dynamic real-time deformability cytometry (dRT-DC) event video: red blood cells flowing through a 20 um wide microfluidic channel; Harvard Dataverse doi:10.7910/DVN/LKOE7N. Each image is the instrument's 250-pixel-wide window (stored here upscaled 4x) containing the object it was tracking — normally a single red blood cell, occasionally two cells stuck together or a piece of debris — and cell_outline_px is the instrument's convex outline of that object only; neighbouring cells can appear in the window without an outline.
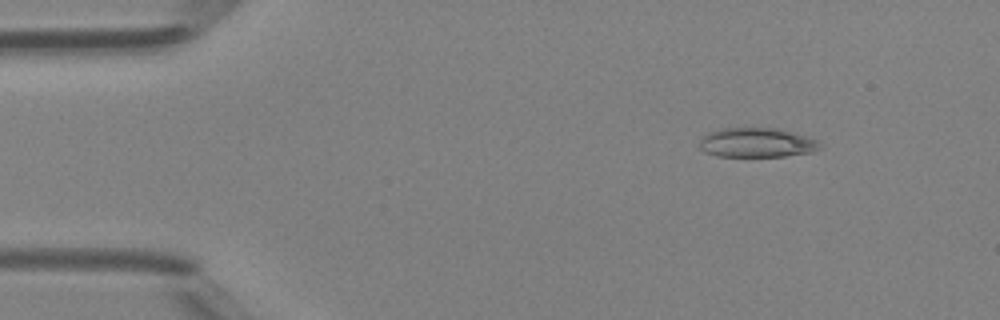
{"species": "Egyptian fruit bat (a non-hibernating species)", "species_latin": "Rousettus aegyptiacus", "temperature_condition": "room temperature", "stored_images_in_passage": 48, "camera_frame_rate_fps": 3000, "um_per_image_px": 0.085, "animal": {"sex": "female"}, "frame": {"image": 1, "passage_image": 7, "time_ms": 2.0, "image_size_px": [1000, 320], "cell_outline_px": [[824, 144], [820, 148], [812, 152], [784, 156], [716, 156], [704, 152], [700, 148], [700, 140], [708, 132], [724, 128], [780, 128], [816, 140]], "centroid_in_image_um": [64.33, 12.12], "position_along_channel_um": 20.7, "area_um2": 20.63}}
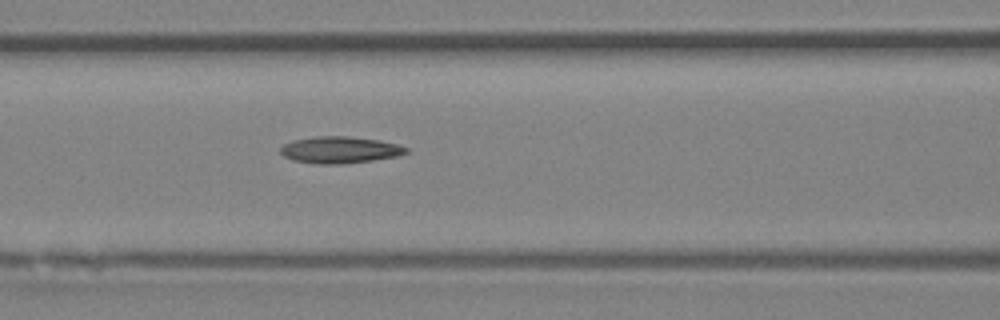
{"frame": {"image": 2, "passage_image": 21, "time_ms": 6.667, "image_size_px": [1000, 320], "cell_outline_px": [[408, 152], [396, 156], [372, 160], [344, 164], [316, 164], [292, 160], [284, 156], [280, 152], [280, 148], [284, 144], [292, 140], [316, 136], [344, 136], [380, 140], [396, 144], [408, 148]], "centroid_in_image_um": [28.85, 12.74], "position_along_channel_um": 137.8, "area_um2": 19.54}}
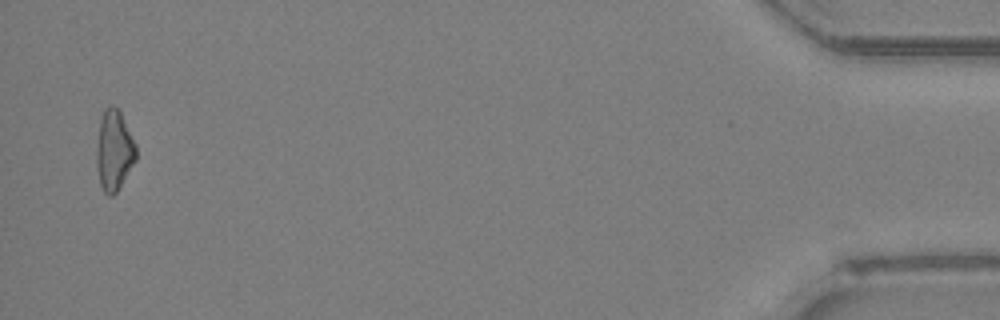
{"frame": {"image": 3, "passage_image": 47, "time_ms": 15.333, "image_size_px": [1000, 320], "cell_outline_px": [[136, 160], [116, 192], [112, 196], [108, 196], [104, 192], [100, 184], [96, 168], [96, 148], [100, 120], [104, 108], [112, 104], [120, 112], [136, 144]], "centroid_in_image_um": [9.68, 12.79], "position_along_channel_um": 425.5, "area_um2": 18.5}}